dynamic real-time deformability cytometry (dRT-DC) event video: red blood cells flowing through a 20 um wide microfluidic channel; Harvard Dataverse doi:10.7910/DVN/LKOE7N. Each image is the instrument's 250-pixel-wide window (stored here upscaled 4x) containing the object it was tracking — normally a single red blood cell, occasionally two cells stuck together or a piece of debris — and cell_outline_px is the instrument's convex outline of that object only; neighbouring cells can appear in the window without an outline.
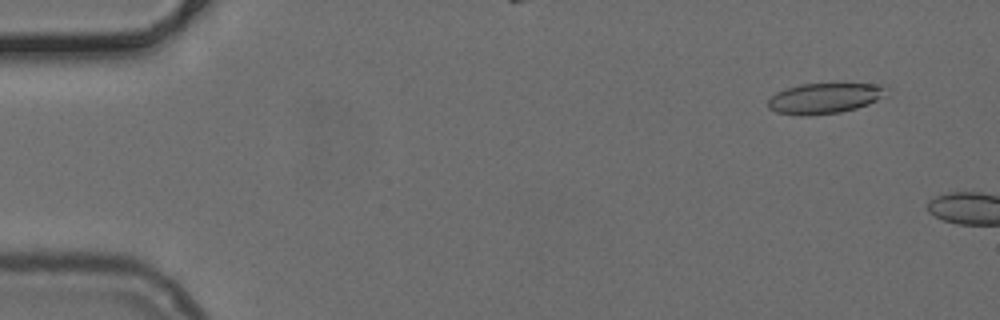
{"species": "common noctule bat (a hibernating species)", "species_latin": "Nyctalus noctula", "temperature_condition": "cold", "stored_images_in_passage": 7, "camera_frame_rate_fps": 3000, "um_per_image_px": 0.085, "animal": {"sex": "female", "body_mass_g": 24.6, "forearm_length_mm": 56.2}, "frame": {"image": 1, "passage_image": 4, "time_ms": 1.0, "image_size_px": [1000, 320], "cell_outline_px": [[892, 88], [888, 96], [868, 104], [856, 108], [840, 112], [808, 116], [800, 116], [776, 112], [768, 108], [768, 100], [776, 92], [800, 84], [884, 84]], "centroid_in_image_um": [70.18, 8.35], "position_along_channel_um": 14.8, "area_um2": 21.44}}